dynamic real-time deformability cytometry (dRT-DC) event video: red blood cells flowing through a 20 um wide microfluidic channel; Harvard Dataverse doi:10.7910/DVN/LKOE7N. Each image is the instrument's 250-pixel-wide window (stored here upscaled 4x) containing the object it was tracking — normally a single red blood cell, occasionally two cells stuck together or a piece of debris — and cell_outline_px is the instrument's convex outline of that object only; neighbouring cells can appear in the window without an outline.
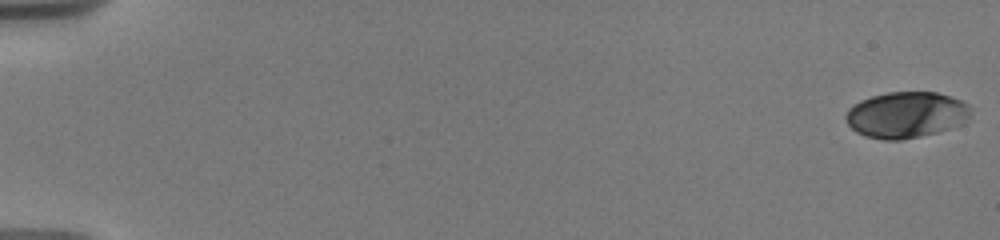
{"species": "human", "species_latin": "Homo sapiens", "temperature_condition": "warm", "stored_images_in_passage": 28, "camera_frame_rate_fps": 3000, "um_per_image_px": 0.085, "donor": {"sex": "male"}, "frame": {"image": 1, "passage_image": 1, "time_ms": 0.0, "image_size_px": [1000, 240], "cell_outline_px": [[972, 112], [960, 124], [936, 132], [920, 136], [900, 140], [884, 140], [864, 136], [856, 132], [848, 124], [844, 116], [848, 108], [860, 100], [872, 96], [888, 92], [936, 92], [960, 100], [968, 104], [972, 108]], "centroid_in_image_um": [76.98, 9.76], "position_along_channel_um": 8.0, "area_um2": 33.47}}
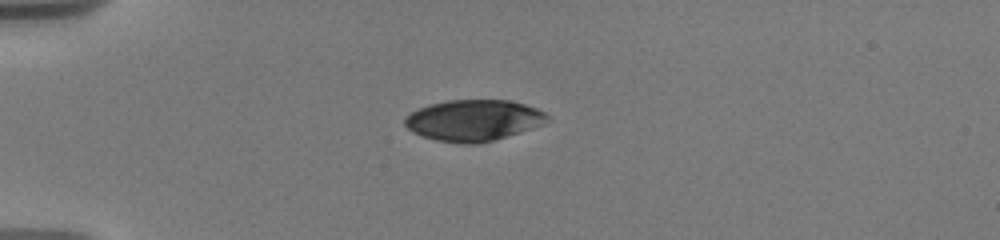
{"frame": {"image": 2, "passage_image": 24, "time_ms": 5.0, "image_size_px": [1000, 240], "cell_outline_px": [[552, 120], [544, 124], [480, 144], [460, 144], [436, 140], [412, 132], [404, 124], [404, 120], [412, 112], [420, 108], [432, 104], [448, 100], [508, 100], [524, 104], [536, 108], [544, 112]], "centroid_in_image_um": [40.28, 10.23], "position_along_channel_um": 44.7, "area_um2": 33.99}}